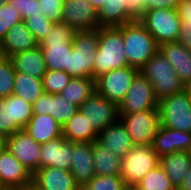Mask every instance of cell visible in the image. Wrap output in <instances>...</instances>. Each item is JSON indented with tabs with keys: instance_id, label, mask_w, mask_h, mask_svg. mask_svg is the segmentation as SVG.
Listing matches in <instances>:
<instances>
[{
	"instance_id": "19",
	"label": "cell",
	"mask_w": 191,
	"mask_h": 190,
	"mask_svg": "<svg viewBox=\"0 0 191 190\" xmlns=\"http://www.w3.org/2000/svg\"><path fill=\"white\" fill-rule=\"evenodd\" d=\"M151 146L160 157L178 151L191 152V133L160 126Z\"/></svg>"
},
{
	"instance_id": "28",
	"label": "cell",
	"mask_w": 191,
	"mask_h": 190,
	"mask_svg": "<svg viewBox=\"0 0 191 190\" xmlns=\"http://www.w3.org/2000/svg\"><path fill=\"white\" fill-rule=\"evenodd\" d=\"M159 165L177 189L191 166V152L178 151L160 157Z\"/></svg>"
},
{
	"instance_id": "10",
	"label": "cell",
	"mask_w": 191,
	"mask_h": 190,
	"mask_svg": "<svg viewBox=\"0 0 191 190\" xmlns=\"http://www.w3.org/2000/svg\"><path fill=\"white\" fill-rule=\"evenodd\" d=\"M138 73L139 69L131 66L113 69L96 79L97 92L119 105Z\"/></svg>"
},
{
	"instance_id": "46",
	"label": "cell",
	"mask_w": 191,
	"mask_h": 190,
	"mask_svg": "<svg viewBox=\"0 0 191 190\" xmlns=\"http://www.w3.org/2000/svg\"><path fill=\"white\" fill-rule=\"evenodd\" d=\"M177 190H191V166Z\"/></svg>"
},
{
	"instance_id": "31",
	"label": "cell",
	"mask_w": 191,
	"mask_h": 190,
	"mask_svg": "<svg viewBox=\"0 0 191 190\" xmlns=\"http://www.w3.org/2000/svg\"><path fill=\"white\" fill-rule=\"evenodd\" d=\"M44 92L42 79L15 72L13 94L33 104Z\"/></svg>"
},
{
	"instance_id": "18",
	"label": "cell",
	"mask_w": 191,
	"mask_h": 190,
	"mask_svg": "<svg viewBox=\"0 0 191 190\" xmlns=\"http://www.w3.org/2000/svg\"><path fill=\"white\" fill-rule=\"evenodd\" d=\"M70 172L80 189L96 175L92 142H73Z\"/></svg>"
},
{
	"instance_id": "2",
	"label": "cell",
	"mask_w": 191,
	"mask_h": 190,
	"mask_svg": "<svg viewBox=\"0 0 191 190\" xmlns=\"http://www.w3.org/2000/svg\"><path fill=\"white\" fill-rule=\"evenodd\" d=\"M75 32L66 23L55 22L51 31L39 42L48 70H64L68 74V60Z\"/></svg>"
},
{
	"instance_id": "4",
	"label": "cell",
	"mask_w": 191,
	"mask_h": 190,
	"mask_svg": "<svg viewBox=\"0 0 191 190\" xmlns=\"http://www.w3.org/2000/svg\"><path fill=\"white\" fill-rule=\"evenodd\" d=\"M99 47V28L76 30L69 54L68 74L73 78H93L95 53Z\"/></svg>"
},
{
	"instance_id": "51",
	"label": "cell",
	"mask_w": 191,
	"mask_h": 190,
	"mask_svg": "<svg viewBox=\"0 0 191 190\" xmlns=\"http://www.w3.org/2000/svg\"><path fill=\"white\" fill-rule=\"evenodd\" d=\"M21 190H38L32 184L29 186H22Z\"/></svg>"
},
{
	"instance_id": "53",
	"label": "cell",
	"mask_w": 191,
	"mask_h": 190,
	"mask_svg": "<svg viewBox=\"0 0 191 190\" xmlns=\"http://www.w3.org/2000/svg\"><path fill=\"white\" fill-rule=\"evenodd\" d=\"M7 1L6 0H0V7L4 5Z\"/></svg>"
},
{
	"instance_id": "8",
	"label": "cell",
	"mask_w": 191,
	"mask_h": 190,
	"mask_svg": "<svg viewBox=\"0 0 191 190\" xmlns=\"http://www.w3.org/2000/svg\"><path fill=\"white\" fill-rule=\"evenodd\" d=\"M159 162L160 156L151 145H134L129 153L122 158L120 176L126 186H136L148 171L159 165Z\"/></svg>"
},
{
	"instance_id": "47",
	"label": "cell",
	"mask_w": 191,
	"mask_h": 190,
	"mask_svg": "<svg viewBox=\"0 0 191 190\" xmlns=\"http://www.w3.org/2000/svg\"><path fill=\"white\" fill-rule=\"evenodd\" d=\"M97 10H99L105 0H88Z\"/></svg>"
},
{
	"instance_id": "25",
	"label": "cell",
	"mask_w": 191,
	"mask_h": 190,
	"mask_svg": "<svg viewBox=\"0 0 191 190\" xmlns=\"http://www.w3.org/2000/svg\"><path fill=\"white\" fill-rule=\"evenodd\" d=\"M9 58L15 72L26 73L42 79L47 71L44 54L39 46L31 50L16 53Z\"/></svg>"
},
{
	"instance_id": "40",
	"label": "cell",
	"mask_w": 191,
	"mask_h": 190,
	"mask_svg": "<svg viewBox=\"0 0 191 190\" xmlns=\"http://www.w3.org/2000/svg\"><path fill=\"white\" fill-rule=\"evenodd\" d=\"M41 4V11L52 22H61L62 9L65 0H38Z\"/></svg>"
},
{
	"instance_id": "5",
	"label": "cell",
	"mask_w": 191,
	"mask_h": 190,
	"mask_svg": "<svg viewBox=\"0 0 191 190\" xmlns=\"http://www.w3.org/2000/svg\"><path fill=\"white\" fill-rule=\"evenodd\" d=\"M139 72L152 84L158 101L185 90V85L160 51Z\"/></svg>"
},
{
	"instance_id": "12",
	"label": "cell",
	"mask_w": 191,
	"mask_h": 190,
	"mask_svg": "<svg viewBox=\"0 0 191 190\" xmlns=\"http://www.w3.org/2000/svg\"><path fill=\"white\" fill-rule=\"evenodd\" d=\"M79 109L98 134L120 119L118 104L104 98L97 91L87 98Z\"/></svg>"
},
{
	"instance_id": "33",
	"label": "cell",
	"mask_w": 191,
	"mask_h": 190,
	"mask_svg": "<svg viewBox=\"0 0 191 190\" xmlns=\"http://www.w3.org/2000/svg\"><path fill=\"white\" fill-rule=\"evenodd\" d=\"M136 187L139 190H177L160 165L148 171Z\"/></svg>"
},
{
	"instance_id": "49",
	"label": "cell",
	"mask_w": 191,
	"mask_h": 190,
	"mask_svg": "<svg viewBox=\"0 0 191 190\" xmlns=\"http://www.w3.org/2000/svg\"><path fill=\"white\" fill-rule=\"evenodd\" d=\"M0 190H21V187L3 186Z\"/></svg>"
},
{
	"instance_id": "14",
	"label": "cell",
	"mask_w": 191,
	"mask_h": 190,
	"mask_svg": "<svg viewBox=\"0 0 191 190\" xmlns=\"http://www.w3.org/2000/svg\"><path fill=\"white\" fill-rule=\"evenodd\" d=\"M75 30L99 28L98 10L88 0H65L62 20Z\"/></svg>"
},
{
	"instance_id": "34",
	"label": "cell",
	"mask_w": 191,
	"mask_h": 190,
	"mask_svg": "<svg viewBox=\"0 0 191 190\" xmlns=\"http://www.w3.org/2000/svg\"><path fill=\"white\" fill-rule=\"evenodd\" d=\"M73 77L64 70H48L42 77L44 92L60 94Z\"/></svg>"
},
{
	"instance_id": "17",
	"label": "cell",
	"mask_w": 191,
	"mask_h": 190,
	"mask_svg": "<svg viewBox=\"0 0 191 190\" xmlns=\"http://www.w3.org/2000/svg\"><path fill=\"white\" fill-rule=\"evenodd\" d=\"M40 153V168L51 166L70 171L73 142L57 137L41 144Z\"/></svg>"
},
{
	"instance_id": "22",
	"label": "cell",
	"mask_w": 191,
	"mask_h": 190,
	"mask_svg": "<svg viewBox=\"0 0 191 190\" xmlns=\"http://www.w3.org/2000/svg\"><path fill=\"white\" fill-rule=\"evenodd\" d=\"M97 142L121 158L127 155L134 146L130 135L120 119L102 130L98 134Z\"/></svg>"
},
{
	"instance_id": "21",
	"label": "cell",
	"mask_w": 191,
	"mask_h": 190,
	"mask_svg": "<svg viewBox=\"0 0 191 190\" xmlns=\"http://www.w3.org/2000/svg\"><path fill=\"white\" fill-rule=\"evenodd\" d=\"M37 46L39 43L26 28L24 21L14 24L0 42L2 56L6 57L34 49Z\"/></svg>"
},
{
	"instance_id": "3",
	"label": "cell",
	"mask_w": 191,
	"mask_h": 190,
	"mask_svg": "<svg viewBox=\"0 0 191 190\" xmlns=\"http://www.w3.org/2000/svg\"><path fill=\"white\" fill-rule=\"evenodd\" d=\"M128 65L141 69L159 51V45L139 20L119 26Z\"/></svg>"
},
{
	"instance_id": "26",
	"label": "cell",
	"mask_w": 191,
	"mask_h": 190,
	"mask_svg": "<svg viewBox=\"0 0 191 190\" xmlns=\"http://www.w3.org/2000/svg\"><path fill=\"white\" fill-rule=\"evenodd\" d=\"M62 136L70 142H94L97 141L98 133L89 123L86 115L78 109L62 126Z\"/></svg>"
},
{
	"instance_id": "37",
	"label": "cell",
	"mask_w": 191,
	"mask_h": 190,
	"mask_svg": "<svg viewBox=\"0 0 191 190\" xmlns=\"http://www.w3.org/2000/svg\"><path fill=\"white\" fill-rule=\"evenodd\" d=\"M23 21L26 28L31 32L38 43L42 41L46 37V34L51 31L54 23L45 15H32L25 18Z\"/></svg>"
},
{
	"instance_id": "13",
	"label": "cell",
	"mask_w": 191,
	"mask_h": 190,
	"mask_svg": "<svg viewBox=\"0 0 191 190\" xmlns=\"http://www.w3.org/2000/svg\"><path fill=\"white\" fill-rule=\"evenodd\" d=\"M6 148L23 164L31 174L40 168V148L24 129L16 131L7 138Z\"/></svg>"
},
{
	"instance_id": "41",
	"label": "cell",
	"mask_w": 191,
	"mask_h": 190,
	"mask_svg": "<svg viewBox=\"0 0 191 190\" xmlns=\"http://www.w3.org/2000/svg\"><path fill=\"white\" fill-rule=\"evenodd\" d=\"M0 135L6 138L12 135L10 103L5 98L0 99Z\"/></svg>"
},
{
	"instance_id": "29",
	"label": "cell",
	"mask_w": 191,
	"mask_h": 190,
	"mask_svg": "<svg viewBox=\"0 0 191 190\" xmlns=\"http://www.w3.org/2000/svg\"><path fill=\"white\" fill-rule=\"evenodd\" d=\"M93 164L96 175L118 176L122 172V158L97 141L92 142Z\"/></svg>"
},
{
	"instance_id": "23",
	"label": "cell",
	"mask_w": 191,
	"mask_h": 190,
	"mask_svg": "<svg viewBox=\"0 0 191 190\" xmlns=\"http://www.w3.org/2000/svg\"><path fill=\"white\" fill-rule=\"evenodd\" d=\"M159 51L170 62L185 85L191 79V51L178 41L159 45Z\"/></svg>"
},
{
	"instance_id": "32",
	"label": "cell",
	"mask_w": 191,
	"mask_h": 190,
	"mask_svg": "<svg viewBox=\"0 0 191 190\" xmlns=\"http://www.w3.org/2000/svg\"><path fill=\"white\" fill-rule=\"evenodd\" d=\"M10 103L12 135L25 128L33 115V104L14 94L5 98Z\"/></svg>"
},
{
	"instance_id": "24",
	"label": "cell",
	"mask_w": 191,
	"mask_h": 190,
	"mask_svg": "<svg viewBox=\"0 0 191 190\" xmlns=\"http://www.w3.org/2000/svg\"><path fill=\"white\" fill-rule=\"evenodd\" d=\"M24 130L39 144L62 136V126L48 114H33Z\"/></svg>"
},
{
	"instance_id": "7",
	"label": "cell",
	"mask_w": 191,
	"mask_h": 190,
	"mask_svg": "<svg viewBox=\"0 0 191 190\" xmlns=\"http://www.w3.org/2000/svg\"><path fill=\"white\" fill-rule=\"evenodd\" d=\"M161 126L191 133V95L186 91L158 101Z\"/></svg>"
},
{
	"instance_id": "36",
	"label": "cell",
	"mask_w": 191,
	"mask_h": 190,
	"mask_svg": "<svg viewBox=\"0 0 191 190\" xmlns=\"http://www.w3.org/2000/svg\"><path fill=\"white\" fill-rule=\"evenodd\" d=\"M125 187V181L120 175H95L81 190H124Z\"/></svg>"
},
{
	"instance_id": "6",
	"label": "cell",
	"mask_w": 191,
	"mask_h": 190,
	"mask_svg": "<svg viewBox=\"0 0 191 190\" xmlns=\"http://www.w3.org/2000/svg\"><path fill=\"white\" fill-rule=\"evenodd\" d=\"M138 20L152 35L158 45L178 41L181 21L176 8L145 10Z\"/></svg>"
},
{
	"instance_id": "9",
	"label": "cell",
	"mask_w": 191,
	"mask_h": 190,
	"mask_svg": "<svg viewBox=\"0 0 191 190\" xmlns=\"http://www.w3.org/2000/svg\"><path fill=\"white\" fill-rule=\"evenodd\" d=\"M119 116L134 145H152L161 126L158 107Z\"/></svg>"
},
{
	"instance_id": "43",
	"label": "cell",
	"mask_w": 191,
	"mask_h": 190,
	"mask_svg": "<svg viewBox=\"0 0 191 190\" xmlns=\"http://www.w3.org/2000/svg\"><path fill=\"white\" fill-rule=\"evenodd\" d=\"M146 10V0H128L127 11L138 20Z\"/></svg>"
},
{
	"instance_id": "39",
	"label": "cell",
	"mask_w": 191,
	"mask_h": 190,
	"mask_svg": "<svg viewBox=\"0 0 191 190\" xmlns=\"http://www.w3.org/2000/svg\"><path fill=\"white\" fill-rule=\"evenodd\" d=\"M8 4L16 7L24 20L29 16L44 15L38 0H6Z\"/></svg>"
},
{
	"instance_id": "27",
	"label": "cell",
	"mask_w": 191,
	"mask_h": 190,
	"mask_svg": "<svg viewBox=\"0 0 191 190\" xmlns=\"http://www.w3.org/2000/svg\"><path fill=\"white\" fill-rule=\"evenodd\" d=\"M128 0H105L98 10L99 27H119L136 19L127 11Z\"/></svg>"
},
{
	"instance_id": "38",
	"label": "cell",
	"mask_w": 191,
	"mask_h": 190,
	"mask_svg": "<svg viewBox=\"0 0 191 190\" xmlns=\"http://www.w3.org/2000/svg\"><path fill=\"white\" fill-rule=\"evenodd\" d=\"M23 21L19 10L7 2L0 7V42L6 32L14 25Z\"/></svg>"
},
{
	"instance_id": "30",
	"label": "cell",
	"mask_w": 191,
	"mask_h": 190,
	"mask_svg": "<svg viewBox=\"0 0 191 190\" xmlns=\"http://www.w3.org/2000/svg\"><path fill=\"white\" fill-rule=\"evenodd\" d=\"M97 91L96 79L88 77L72 78L60 93L78 108L81 104Z\"/></svg>"
},
{
	"instance_id": "48",
	"label": "cell",
	"mask_w": 191,
	"mask_h": 190,
	"mask_svg": "<svg viewBox=\"0 0 191 190\" xmlns=\"http://www.w3.org/2000/svg\"><path fill=\"white\" fill-rule=\"evenodd\" d=\"M7 145V138L3 135H0V152L4 151L6 149Z\"/></svg>"
},
{
	"instance_id": "35",
	"label": "cell",
	"mask_w": 191,
	"mask_h": 190,
	"mask_svg": "<svg viewBox=\"0 0 191 190\" xmlns=\"http://www.w3.org/2000/svg\"><path fill=\"white\" fill-rule=\"evenodd\" d=\"M15 70L9 57L0 56V99L13 94Z\"/></svg>"
},
{
	"instance_id": "16",
	"label": "cell",
	"mask_w": 191,
	"mask_h": 190,
	"mask_svg": "<svg viewBox=\"0 0 191 190\" xmlns=\"http://www.w3.org/2000/svg\"><path fill=\"white\" fill-rule=\"evenodd\" d=\"M31 184L38 190H81L70 171L51 166L35 171Z\"/></svg>"
},
{
	"instance_id": "11",
	"label": "cell",
	"mask_w": 191,
	"mask_h": 190,
	"mask_svg": "<svg viewBox=\"0 0 191 190\" xmlns=\"http://www.w3.org/2000/svg\"><path fill=\"white\" fill-rule=\"evenodd\" d=\"M118 107L119 114H133L158 107V99L152 84L140 72L133 79L131 87Z\"/></svg>"
},
{
	"instance_id": "42",
	"label": "cell",
	"mask_w": 191,
	"mask_h": 190,
	"mask_svg": "<svg viewBox=\"0 0 191 190\" xmlns=\"http://www.w3.org/2000/svg\"><path fill=\"white\" fill-rule=\"evenodd\" d=\"M181 24H191V0H182L176 7Z\"/></svg>"
},
{
	"instance_id": "52",
	"label": "cell",
	"mask_w": 191,
	"mask_h": 190,
	"mask_svg": "<svg viewBox=\"0 0 191 190\" xmlns=\"http://www.w3.org/2000/svg\"><path fill=\"white\" fill-rule=\"evenodd\" d=\"M124 190H139L136 186H126Z\"/></svg>"
},
{
	"instance_id": "1",
	"label": "cell",
	"mask_w": 191,
	"mask_h": 190,
	"mask_svg": "<svg viewBox=\"0 0 191 190\" xmlns=\"http://www.w3.org/2000/svg\"><path fill=\"white\" fill-rule=\"evenodd\" d=\"M119 27H99V47L95 53L93 78L129 66Z\"/></svg>"
},
{
	"instance_id": "50",
	"label": "cell",
	"mask_w": 191,
	"mask_h": 190,
	"mask_svg": "<svg viewBox=\"0 0 191 190\" xmlns=\"http://www.w3.org/2000/svg\"><path fill=\"white\" fill-rule=\"evenodd\" d=\"M185 90L191 95V79L185 84Z\"/></svg>"
},
{
	"instance_id": "44",
	"label": "cell",
	"mask_w": 191,
	"mask_h": 190,
	"mask_svg": "<svg viewBox=\"0 0 191 190\" xmlns=\"http://www.w3.org/2000/svg\"><path fill=\"white\" fill-rule=\"evenodd\" d=\"M178 2L176 0H146V10L151 9H175Z\"/></svg>"
},
{
	"instance_id": "45",
	"label": "cell",
	"mask_w": 191,
	"mask_h": 190,
	"mask_svg": "<svg viewBox=\"0 0 191 190\" xmlns=\"http://www.w3.org/2000/svg\"><path fill=\"white\" fill-rule=\"evenodd\" d=\"M178 42L191 51V24H181Z\"/></svg>"
},
{
	"instance_id": "20",
	"label": "cell",
	"mask_w": 191,
	"mask_h": 190,
	"mask_svg": "<svg viewBox=\"0 0 191 190\" xmlns=\"http://www.w3.org/2000/svg\"><path fill=\"white\" fill-rule=\"evenodd\" d=\"M0 181L3 186H29L32 174L6 148L0 152Z\"/></svg>"
},
{
	"instance_id": "15",
	"label": "cell",
	"mask_w": 191,
	"mask_h": 190,
	"mask_svg": "<svg viewBox=\"0 0 191 190\" xmlns=\"http://www.w3.org/2000/svg\"><path fill=\"white\" fill-rule=\"evenodd\" d=\"M79 108L60 94L43 92L33 103V114L51 115L63 126Z\"/></svg>"
}]
</instances>
